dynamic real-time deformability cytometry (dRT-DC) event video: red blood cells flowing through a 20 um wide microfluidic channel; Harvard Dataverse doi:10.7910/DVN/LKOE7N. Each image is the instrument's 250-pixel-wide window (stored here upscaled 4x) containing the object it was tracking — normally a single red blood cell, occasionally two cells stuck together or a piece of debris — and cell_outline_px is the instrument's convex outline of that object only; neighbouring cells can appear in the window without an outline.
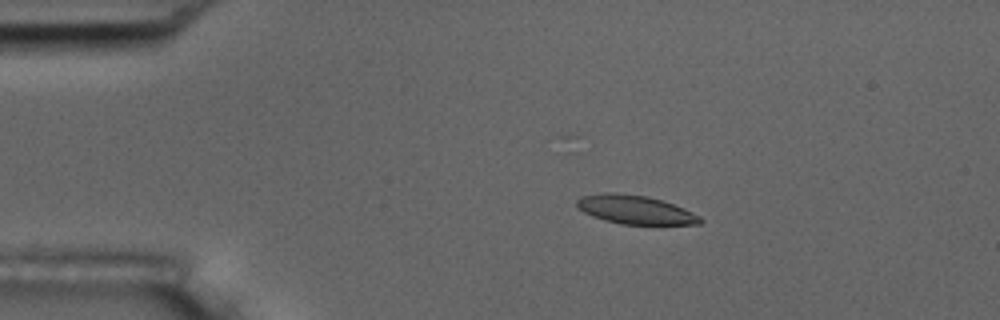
{"species": "common noctule bat (a hibernating species)", "species_latin": "Nyctalus noctula", "temperature_condition": "room temperature", "stored_images_in_passage": 4, "camera_frame_rate_fps": 3000, "um_per_image_px": 0.085, "animal": {"sex": "male", "body_mass_g": 17.5, "forearm_length_mm": 52.3}, "frame": {"image": 1, "passage_image": 3, "time_ms": 2.333, "image_size_px": [1000, 320], "cell_outline_px": [[704, 220], [700, 224], [620, 224], [604, 220], [592, 216], [584, 212], [576, 204], [576, 200], [580, 196], [604, 192], [616, 192], [648, 196], [684, 208], [700, 216]], "centroid_in_image_um": [53.97, 17.81], "position_along_channel_um": 31.0, "area_um2": 20.63}}